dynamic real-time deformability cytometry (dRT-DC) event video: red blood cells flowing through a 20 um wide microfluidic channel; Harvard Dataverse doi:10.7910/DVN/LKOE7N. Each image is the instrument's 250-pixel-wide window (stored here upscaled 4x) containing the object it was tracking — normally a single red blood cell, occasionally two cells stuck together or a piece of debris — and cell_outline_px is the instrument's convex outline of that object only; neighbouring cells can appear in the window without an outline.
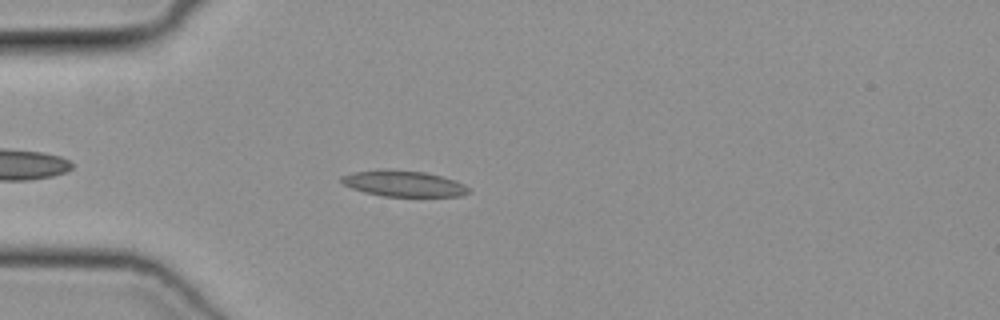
{"species": "common noctule bat (a hibernating species)", "species_latin": "Nyctalus noctula", "temperature_condition": "cold", "stored_images_in_passage": 37, "camera_frame_rate_fps": 3000, "um_per_image_px": 0.085, "animal": {"sex": "female", "body_mass_g": 19.3, "forearm_length_mm": 54.1}, "frame": {"image": 1, "passage_image": 1, "time_ms": 0.0, "image_size_px": [1000, 320], "cell_outline_px": [[472, 192], [464, 196], [380, 196], [364, 192], [352, 188], [344, 184], [340, 180], [340, 176], [356, 172], [424, 172], [456, 180], [464, 184]], "centroid_in_image_um": [34.39, 15.66], "position_along_channel_um": 50.6, "area_um2": 18.38}}
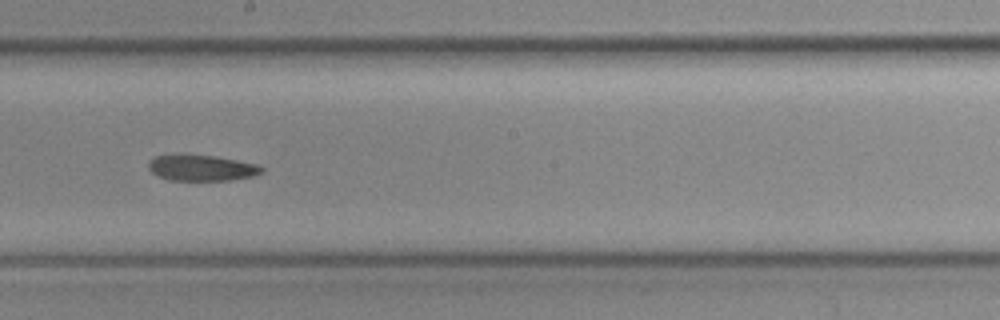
{"frame": {"image": 2, "passage_image": 15, "time_ms": 4.667, "image_size_px": [1000, 320], "cell_outline_px": [[264, 172], [252, 176], [228, 180], [168, 180], [152, 172], [148, 168], [148, 164], [156, 156], [212, 156], [260, 164], [264, 168]], "centroid_in_image_um": [17.21, 14.29], "position_along_channel_um": 231.0, "area_um2": 16.59}}
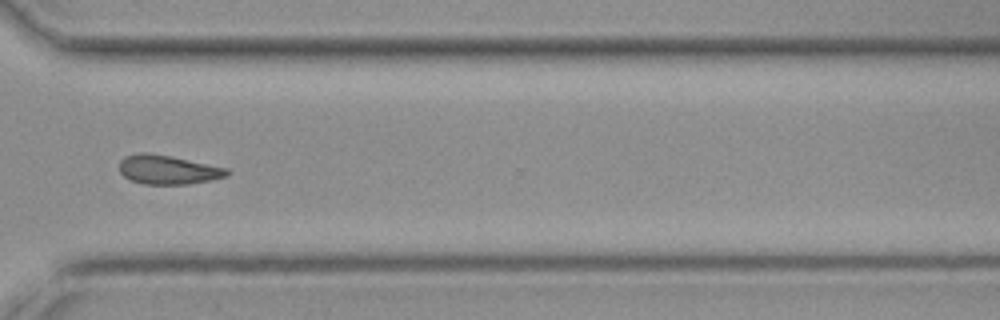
{"frame": {"image": 3, "passage_image": 24, "time_ms": 7.667, "image_size_px": [1000, 320], "cell_outline_px": [[228, 176], [212, 180], [188, 184], [144, 184], [132, 180], [124, 176], [120, 172], [120, 160], [124, 156], [144, 152], [172, 156], [228, 168]], "centroid_in_image_um": [14.29, 14.42], "position_along_channel_um": 356.3, "area_um2": 18.21}}